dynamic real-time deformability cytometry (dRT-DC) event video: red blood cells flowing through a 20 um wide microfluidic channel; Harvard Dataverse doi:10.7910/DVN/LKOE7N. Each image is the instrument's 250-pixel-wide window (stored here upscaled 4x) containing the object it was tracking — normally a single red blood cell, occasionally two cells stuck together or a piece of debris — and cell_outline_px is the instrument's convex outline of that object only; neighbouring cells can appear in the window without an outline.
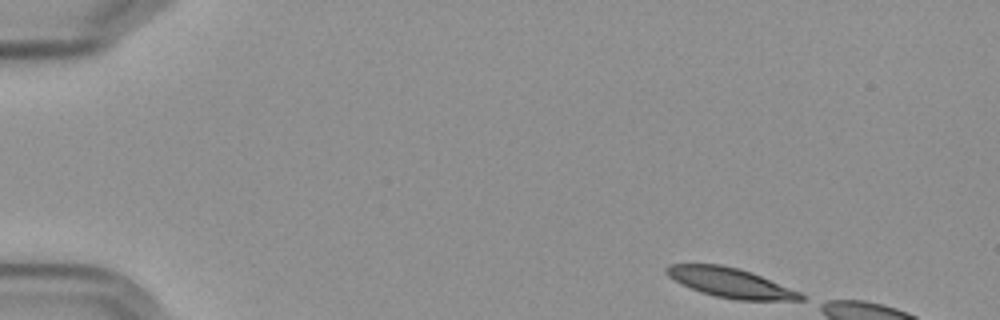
{"species": "Egyptian fruit bat (a non-hibernating species)", "species_latin": "Rousettus aegyptiacus", "temperature_condition": "cold", "stored_images_in_passage": 8, "camera_frame_rate_fps": 3000, "um_per_image_px": 0.085, "frame": {"image": 1, "passage_image": 1, "time_ms": 0.0, "image_size_px": [1000, 320], "cell_outline_px": [[804, 300], [736, 300], [716, 296], [700, 292], [680, 284], [668, 276], [664, 272], [664, 268], [668, 264], [720, 264], [752, 272], [800, 292], [804, 296]], "centroid_in_image_um": [62.04, 24.03], "position_along_channel_um": 23.0, "area_um2": 23.12}}